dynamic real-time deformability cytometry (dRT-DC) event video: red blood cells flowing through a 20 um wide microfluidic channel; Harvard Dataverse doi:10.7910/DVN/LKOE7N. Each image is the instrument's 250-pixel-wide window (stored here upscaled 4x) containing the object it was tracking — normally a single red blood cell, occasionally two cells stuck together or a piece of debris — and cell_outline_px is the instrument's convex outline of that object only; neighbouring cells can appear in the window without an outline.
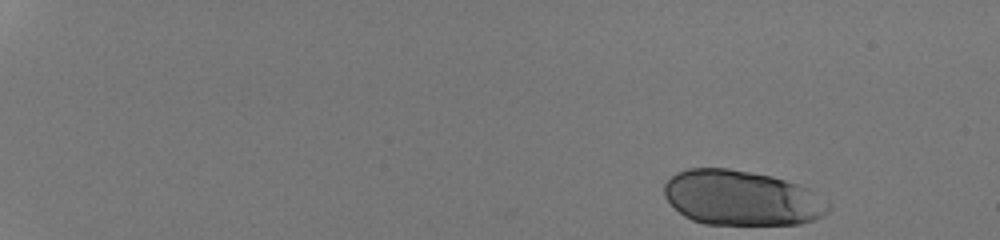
{"species": "human", "species_latin": "Homo sapiens", "temperature_condition": "room temperature", "stored_images_in_passage": 43, "camera_frame_rate_fps": 3000, "um_per_image_px": 0.085, "donor": {"sex": "male"}, "frame": {"image": 1, "passage_image": 1, "time_ms": 0.0, "image_size_px": [1000, 240], "cell_outline_px": [[832, 208], [824, 216], [800, 224], [704, 224], [692, 220], [684, 216], [664, 196], [664, 184], [676, 172], [688, 168], [728, 168], [772, 176], [808, 188], [828, 200], [832, 204]], "centroid_in_image_um": [63.07, 16.83], "position_along_channel_um": 21.9, "area_um2": 52.77}}
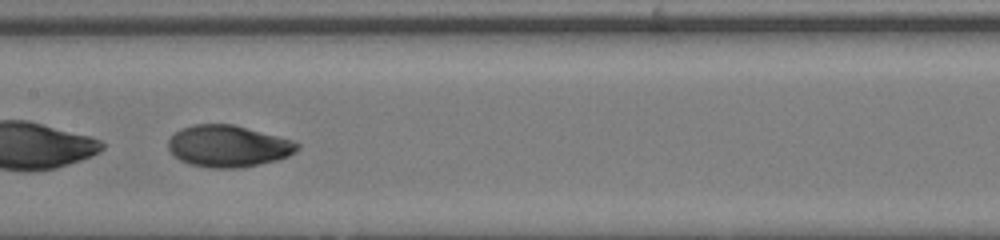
{"frame": {"image": 2, "passage_image": 26, "time_ms": 8.333, "image_size_px": [1000, 240], "cell_outline_px": [[300, 148], [296, 152], [288, 156], [276, 160], [240, 168], [212, 168], [192, 164], [180, 160], [168, 148], [168, 140], [180, 128], [192, 124], [232, 124], [292, 140], [300, 144]], "centroid_in_image_um": [19.4, 12.42], "position_along_channel_um": 188.0, "area_um2": 31.15}}
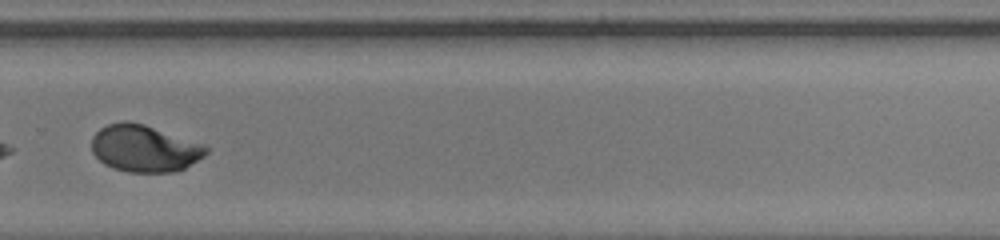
{"frame": {"image": 3, "passage_image": 35, "time_ms": 11.333, "image_size_px": [1000, 240], "cell_outline_px": [[208, 152], [204, 156], [184, 168], [172, 172], [128, 172], [112, 168], [104, 164], [92, 152], [92, 136], [100, 128], [108, 124], [120, 120], [128, 120], [144, 124], [204, 144], [208, 148]], "centroid_in_image_um": [12.26, 12.6], "position_along_channel_um": 317.5, "area_um2": 31.39}, "authors_computed_cell_mechanics": {"area_um2": 31.79, "velocity_mm_per_s": 4.3296, "shape_relaxation_time_tau1_ms": 4.0151, "shape_relaxation_time_tau2_ms": 0.5946, "deformation_change_tau1": 0.1887, "deformation_change_tau2": 0.0342}}